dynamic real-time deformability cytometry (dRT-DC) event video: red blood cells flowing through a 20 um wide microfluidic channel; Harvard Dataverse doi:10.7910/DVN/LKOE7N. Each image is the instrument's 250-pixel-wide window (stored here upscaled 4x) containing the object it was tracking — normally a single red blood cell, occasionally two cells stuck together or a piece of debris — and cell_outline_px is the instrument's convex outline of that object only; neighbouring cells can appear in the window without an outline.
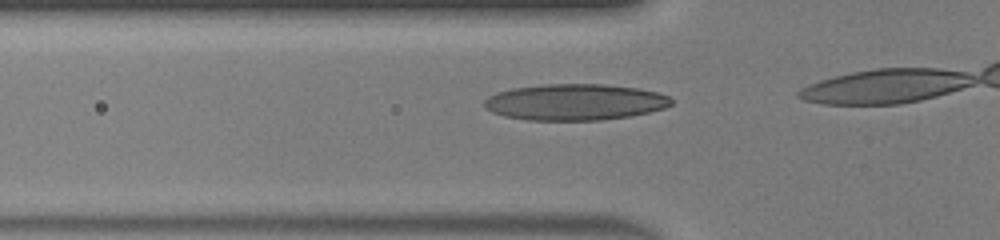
{"species": "human", "species_latin": "Homo sapiens", "temperature_condition": "warm", "stored_images_in_passage": 13, "camera_frame_rate_fps": 3000, "um_per_image_px": 0.085, "donor": {"sex": "male"}, "frame": {"image": 1, "passage_image": 9, "time_ms": 2.667, "image_size_px": [1000, 240], "cell_outline_px": [[672, 104], [664, 108], [648, 112], [628, 116], [600, 120], [528, 120], [504, 116], [492, 112], [484, 108], [484, 100], [488, 96], [496, 92], [512, 88], [544, 84], [604, 84], [636, 88], [656, 92], [668, 96], [672, 100]], "centroid_in_image_um": [48.82, 8.67], "position_along_channel_um": 77.0, "area_um2": 39.48}}
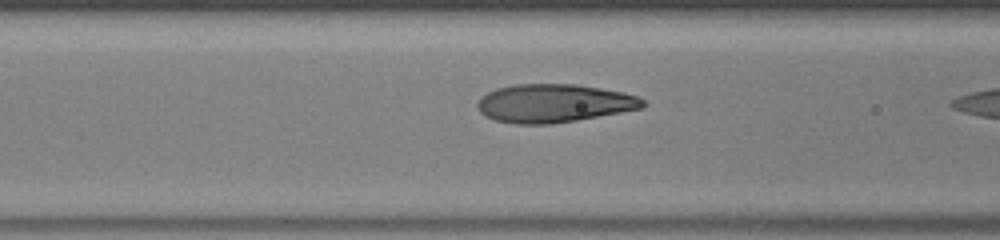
{"frame": {"image": 2, "passage_image": 12, "time_ms": 3.667, "image_size_px": [1000, 240], "cell_outline_px": [[644, 108], [576, 120], [552, 124], [516, 124], [496, 120], [480, 112], [476, 104], [480, 96], [496, 88], [516, 84], [576, 84], [624, 92], [636, 96], [644, 100]], "centroid_in_image_um": [47.07, 8.77], "position_along_channel_um": 119.5, "area_um2": 36.88}}